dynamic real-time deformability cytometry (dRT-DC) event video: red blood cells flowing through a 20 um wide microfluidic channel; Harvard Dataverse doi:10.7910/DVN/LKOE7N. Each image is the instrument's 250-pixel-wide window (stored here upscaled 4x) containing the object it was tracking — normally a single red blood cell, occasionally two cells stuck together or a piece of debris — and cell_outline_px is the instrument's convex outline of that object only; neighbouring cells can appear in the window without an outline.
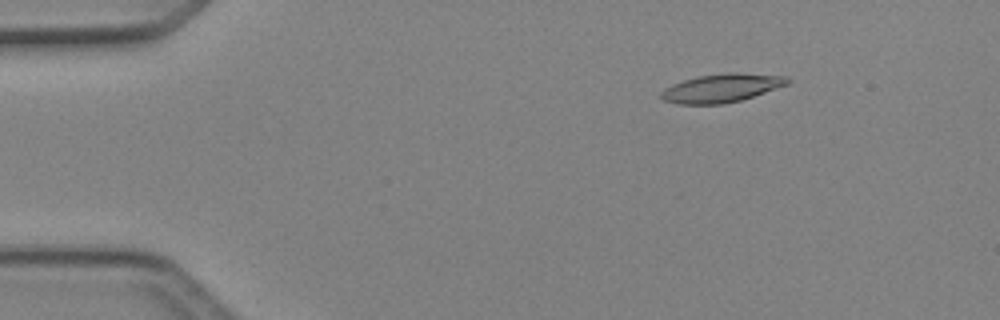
{"species": "Egyptian fruit bat (a non-hibernating species)", "species_latin": "Rousettus aegyptiacus", "temperature_condition": "cold", "stored_images_in_passage": 29, "camera_frame_rate_fps": 3000, "um_per_image_px": 0.085, "animal": {"sex": "female"}, "frame": {"image": 1, "passage_image": 4, "time_ms": 1.0, "image_size_px": [1000, 320], "cell_outline_px": [[792, 80], [788, 84], [740, 100], [724, 104], [680, 104], [664, 100], [660, 96], [660, 92], [664, 88], [672, 84], [684, 80], [700, 76], [728, 72], [736, 72], [788, 76]], "centroid_in_image_um": [61.34, 7.47], "position_along_channel_um": 23.7, "area_um2": 20.87}}
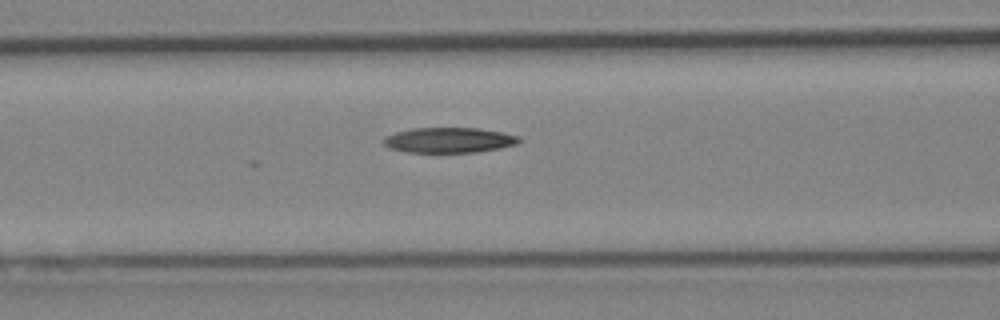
{"frame": {"image": 2, "passage_image": 17, "time_ms": 5.333, "image_size_px": [1000, 320], "cell_outline_px": [[524, 140], [516, 144], [500, 148], [476, 152], [404, 152], [388, 148], [380, 140], [384, 136], [396, 132], [412, 128], [476, 128], [504, 132], [520, 136]], "centroid_in_image_um": [38.16, 11.91], "position_along_channel_um": 128.4, "area_um2": 20.23}}
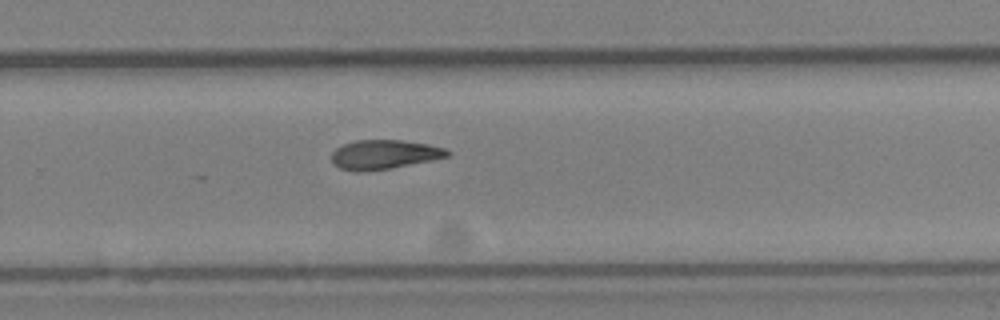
{"frame": {"image": 3, "passage_image": 29, "time_ms": 9.333, "image_size_px": [1000, 320], "cell_outline_px": [[452, 152], [448, 156], [432, 160], [392, 168], [368, 172], [356, 172], [340, 168], [332, 164], [332, 152], [336, 148], [344, 144], [356, 140], [400, 140], [428, 144], [444, 148]], "centroid_in_image_um": [32.63, 13.15], "position_along_channel_um": 297.2, "area_um2": 19.88}}